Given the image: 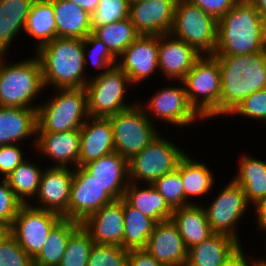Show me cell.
<instances>
[{"label": "cell", "instance_id": "f35d334b", "mask_svg": "<svg viewBox=\"0 0 266 266\" xmlns=\"http://www.w3.org/2000/svg\"><path fill=\"white\" fill-rule=\"evenodd\" d=\"M130 0H99L91 14V27H100L129 17Z\"/></svg>", "mask_w": 266, "mask_h": 266}, {"label": "cell", "instance_id": "f6af8a7d", "mask_svg": "<svg viewBox=\"0 0 266 266\" xmlns=\"http://www.w3.org/2000/svg\"><path fill=\"white\" fill-rule=\"evenodd\" d=\"M21 144H9L0 146V178L6 179L8 175L23 161L26 153ZM25 156V157H24Z\"/></svg>", "mask_w": 266, "mask_h": 266}, {"label": "cell", "instance_id": "7dc6e473", "mask_svg": "<svg viewBox=\"0 0 266 266\" xmlns=\"http://www.w3.org/2000/svg\"><path fill=\"white\" fill-rule=\"evenodd\" d=\"M128 266H167L157 261L145 249L128 251Z\"/></svg>", "mask_w": 266, "mask_h": 266}, {"label": "cell", "instance_id": "cb8c5ba5", "mask_svg": "<svg viewBox=\"0 0 266 266\" xmlns=\"http://www.w3.org/2000/svg\"><path fill=\"white\" fill-rule=\"evenodd\" d=\"M78 166L97 160L115 151L109 118L89 116L80 128Z\"/></svg>", "mask_w": 266, "mask_h": 266}, {"label": "cell", "instance_id": "f1b7e54d", "mask_svg": "<svg viewBox=\"0 0 266 266\" xmlns=\"http://www.w3.org/2000/svg\"><path fill=\"white\" fill-rule=\"evenodd\" d=\"M56 37L85 39L92 33L91 15L68 0H52Z\"/></svg>", "mask_w": 266, "mask_h": 266}, {"label": "cell", "instance_id": "7bdbcfd3", "mask_svg": "<svg viewBox=\"0 0 266 266\" xmlns=\"http://www.w3.org/2000/svg\"><path fill=\"white\" fill-rule=\"evenodd\" d=\"M0 266H34V259L9 234L0 243Z\"/></svg>", "mask_w": 266, "mask_h": 266}, {"label": "cell", "instance_id": "7c38bea8", "mask_svg": "<svg viewBox=\"0 0 266 266\" xmlns=\"http://www.w3.org/2000/svg\"><path fill=\"white\" fill-rule=\"evenodd\" d=\"M223 187L208 205L202 204L207 221L214 233L230 236L243 245L241 242L243 238L238 232L239 224L242 223L240 219H244L247 210L252 208L246 200L242 187L232 179Z\"/></svg>", "mask_w": 266, "mask_h": 266}, {"label": "cell", "instance_id": "9c48e42d", "mask_svg": "<svg viewBox=\"0 0 266 266\" xmlns=\"http://www.w3.org/2000/svg\"><path fill=\"white\" fill-rule=\"evenodd\" d=\"M172 141L160 133L141 152L129 159V181L153 184L163 175L174 171L187 150Z\"/></svg>", "mask_w": 266, "mask_h": 266}, {"label": "cell", "instance_id": "d590c367", "mask_svg": "<svg viewBox=\"0 0 266 266\" xmlns=\"http://www.w3.org/2000/svg\"><path fill=\"white\" fill-rule=\"evenodd\" d=\"M92 34L106 44L116 59L140 36L129 17L100 27H92Z\"/></svg>", "mask_w": 266, "mask_h": 266}, {"label": "cell", "instance_id": "f5cc1de1", "mask_svg": "<svg viewBox=\"0 0 266 266\" xmlns=\"http://www.w3.org/2000/svg\"><path fill=\"white\" fill-rule=\"evenodd\" d=\"M10 234V227L0 222V243Z\"/></svg>", "mask_w": 266, "mask_h": 266}, {"label": "cell", "instance_id": "681fc988", "mask_svg": "<svg viewBox=\"0 0 266 266\" xmlns=\"http://www.w3.org/2000/svg\"><path fill=\"white\" fill-rule=\"evenodd\" d=\"M247 253H248L247 250L244 249L227 266H252V255L251 254H247Z\"/></svg>", "mask_w": 266, "mask_h": 266}, {"label": "cell", "instance_id": "3957f363", "mask_svg": "<svg viewBox=\"0 0 266 266\" xmlns=\"http://www.w3.org/2000/svg\"><path fill=\"white\" fill-rule=\"evenodd\" d=\"M215 57L221 73L220 117H226L247 96L266 89V50Z\"/></svg>", "mask_w": 266, "mask_h": 266}, {"label": "cell", "instance_id": "f907efd6", "mask_svg": "<svg viewBox=\"0 0 266 266\" xmlns=\"http://www.w3.org/2000/svg\"><path fill=\"white\" fill-rule=\"evenodd\" d=\"M83 8L90 15L96 10L99 0H68Z\"/></svg>", "mask_w": 266, "mask_h": 266}, {"label": "cell", "instance_id": "8d00e7d4", "mask_svg": "<svg viewBox=\"0 0 266 266\" xmlns=\"http://www.w3.org/2000/svg\"><path fill=\"white\" fill-rule=\"evenodd\" d=\"M83 47L85 72L88 71L87 67L89 65L96 69L95 73L97 72L94 75L92 74V78L102 75L110 68L116 66L117 59L110 53L106 44L96 38L92 33L83 39Z\"/></svg>", "mask_w": 266, "mask_h": 266}, {"label": "cell", "instance_id": "484cf974", "mask_svg": "<svg viewBox=\"0 0 266 266\" xmlns=\"http://www.w3.org/2000/svg\"><path fill=\"white\" fill-rule=\"evenodd\" d=\"M191 156V152H187L180 159L176 169L182 179L185 201L191 205L202 204V200L197 202L196 199L199 200L200 197L207 196L208 193L211 194L210 192L215 186L214 171L211 170V167L209 168L205 160H198V158Z\"/></svg>", "mask_w": 266, "mask_h": 266}, {"label": "cell", "instance_id": "db71d44e", "mask_svg": "<svg viewBox=\"0 0 266 266\" xmlns=\"http://www.w3.org/2000/svg\"><path fill=\"white\" fill-rule=\"evenodd\" d=\"M252 266H266V257L264 256L263 258L262 257H257V256H254V253H252Z\"/></svg>", "mask_w": 266, "mask_h": 266}, {"label": "cell", "instance_id": "7402d4cb", "mask_svg": "<svg viewBox=\"0 0 266 266\" xmlns=\"http://www.w3.org/2000/svg\"><path fill=\"white\" fill-rule=\"evenodd\" d=\"M98 183L103 190L114 200L124 196L129 185L128 160L117 152L104 155L82 166Z\"/></svg>", "mask_w": 266, "mask_h": 266}, {"label": "cell", "instance_id": "74e56055", "mask_svg": "<svg viewBox=\"0 0 266 266\" xmlns=\"http://www.w3.org/2000/svg\"><path fill=\"white\" fill-rule=\"evenodd\" d=\"M93 240L82 225L70 236L59 266H87Z\"/></svg>", "mask_w": 266, "mask_h": 266}, {"label": "cell", "instance_id": "8fae6325", "mask_svg": "<svg viewBox=\"0 0 266 266\" xmlns=\"http://www.w3.org/2000/svg\"><path fill=\"white\" fill-rule=\"evenodd\" d=\"M108 118L112 125L115 152L127 160L141 152L161 133L138 102Z\"/></svg>", "mask_w": 266, "mask_h": 266}, {"label": "cell", "instance_id": "52a82bcc", "mask_svg": "<svg viewBox=\"0 0 266 266\" xmlns=\"http://www.w3.org/2000/svg\"><path fill=\"white\" fill-rule=\"evenodd\" d=\"M133 88L129 77L117 65L89 79L85 87L89 116L108 118L134 106L138 99L135 102L127 100Z\"/></svg>", "mask_w": 266, "mask_h": 266}, {"label": "cell", "instance_id": "4316f807", "mask_svg": "<svg viewBox=\"0 0 266 266\" xmlns=\"http://www.w3.org/2000/svg\"><path fill=\"white\" fill-rule=\"evenodd\" d=\"M248 153H242L237 159V173L231 179L242 187L248 204L253 208L266 198V160Z\"/></svg>", "mask_w": 266, "mask_h": 266}, {"label": "cell", "instance_id": "4fadbf2b", "mask_svg": "<svg viewBox=\"0 0 266 266\" xmlns=\"http://www.w3.org/2000/svg\"><path fill=\"white\" fill-rule=\"evenodd\" d=\"M63 217L55 212L22 205L10 227V234L33 259L41 251L49 232Z\"/></svg>", "mask_w": 266, "mask_h": 266}, {"label": "cell", "instance_id": "c3c4849f", "mask_svg": "<svg viewBox=\"0 0 266 266\" xmlns=\"http://www.w3.org/2000/svg\"><path fill=\"white\" fill-rule=\"evenodd\" d=\"M255 211V221H256V227L259 230V232L266 234V198L260 200L256 205H254ZM266 236V235H265ZM266 240V238L264 239Z\"/></svg>", "mask_w": 266, "mask_h": 266}, {"label": "cell", "instance_id": "d4e9b609", "mask_svg": "<svg viewBox=\"0 0 266 266\" xmlns=\"http://www.w3.org/2000/svg\"><path fill=\"white\" fill-rule=\"evenodd\" d=\"M36 130V109L0 106V146L31 140L30 146L34 149Z\"/></svg>", "mask_w": 266, "mask_h": 266}, {"label": "cell", "instance_id": "ac0fdd59", "mask_svg": "<svg viewBox=\"0 0 266 266\" xmlns=\"http://www.w3.org/2000/svg\"><path fill=\"white\" fill-rule=\"evenodd\" d=\"M80 146V130L57 133L36 132V144L33 152L44 157V160L48 159L47 161L51 162L47 167L76 168Z\"/></svg>", "mask_w": 266, "mask_h": 266}, {"label": "cell", "instance_id": "d6a6232c", "mask_svg": "<svg viewBox=\"0 0 266 266\" xmlns=\"http://www.w3.org/2000/svg\"><path fill=\"white\" fill-rule=\"evenodd\" d=\"M80 226V222L62 218L49 232L41 251L34 258V266H59L70 236Z\"/></svg>", "mask_w": 266, "mask_h": 266}, {"label": "cell", "instance_id": "5b68a950", "mask_svg": "<svg viewBox=\"0 0 266 266\" xmlns=\"http://www.w3.org/2000/svg\"><path fill=\"white\" fill-rule=\"evenodd\" d=\"M52 92V97H46L37 109L36 132L80 130L89 117L86 89L57 88Z\"/></svg>", "mask_w": 266, "mask_h": 266}, {"label": "cell", "instance_id": "44dd1931", "mask_svg": "<svg viewBox=\"0 0 266 266\" xmlns=\"http://www.w3.org/2000/svg\"><path fill=\"white\" fill-rule=\"evenodd\" d=\"M167 266H185L188 248L172 220L158 222L144 248Z\"/></svg>", "mask_w": 266, "mask_h": 266}, {"label": "cell", "instance_id": "6da1fadb", "mask_svg": "<svg viewBox=\"0 0 266 266\" xmlns=\"http://www.w3.org/2000/svg\"><path fill=\"white\" fill-rule=\"evenodd\" d=\"M266 50V23L249 0H238L217 22L214 56L248 55Z\"/></svg>", "mask_w": 266, "mask_h": 266}, {"label": "cell", "instance_id": "ab89813d", "mask_svg": "<svg viewBox=\"0 0 266 266\" xmlns=\"http://www.w3.org/2000/svg\"><path fill=\"white\" fill-rule=\"evenodd\" d=\"M153 185L173 210L189 205L185 201L183 183L177 169L163 175Z\"/></svg>", "mask_w": 266, "mask_h": 266}, {"label": "cell", "instance_id": "ba28073f", "mask_svg": "<svg viewBox=\"0 0 266 266\" xmlns=\"http://www.w3.org/2000/svg\"><path fill=\"white\" fill-rule=\"evenodd\" d=\"M217 20L189 0H177L170 34L185 41L200 55H214Z\"/></svg>", "mask_w": 266, "mask_h": 266}, {"label": "cell", "instance_id": "2e32d148", "mask_svg": "<svg viewBox=\"0 0 266 266\" xmlns=\"http://www.w3.org/2000/svg\"><path fill=\"white\" fill-rule=\"evenodd\" d=\"M72 181L73 168L46 166L41 175L35 201L29 205L63 216L68 210Z\"/></svg>", "mask_w": 266, "mask_h": 266}, {"label": "cell", "instance_id": "e575fe53", "mask_svg": "<svg viewBox=\"0 0 266 266\" xmlns=\"http://www.w3.org/2000/svg\"><path fill=\"white\" fill-rule=\"evenodd\" d=\"M33 161L31 158H27L6 178L9 187L23 205H29L36 197L41 175L45 168L43 164L41 166L40 164L38 165L37 161Z\"/></svg>", "mask_w": 266, "mask_h": 266}, {"label": "cell", "instance_id": "603a6c76", "mask_svg": "<svg viewBox=\"0 0 266 266\" xmlns=\"http://www.w3.org/2000/svg\"><path fill=\"white\" fill-rule=\"evenodd\" d=\"M234 238L214 233L188 249L185 266H227L244 249Z\"/></svg>", "mask_w": 266, "mask_h": 266}, {"label": "cell", "instance_id": "d6986e66", "mask_svg": "<svg viewBox=\"0 0 266 266\" xmlns=\"http://www.w3.org/2000/svg\"><path fill=\"white\" fill-rule=\"evenodd\" d=\"M201 55L185 41L169 34L159 36L158 64L160 75L168 81H182Z\"/></svg>", "mask_w": 266, "mask_h": 266}, {"label": "cell", "instance_id": "60d3db41", "mask_svg": "<svg viewBox=\"0 0 266 266\" xmlns=\"http://www.w3.org/2000/svg\"><path fill=\"white\" fill-rule=\"evenodd\" d=\"M87 266H128V251L118 245L94 243Z\"/></svg>", "mask_w": 266, "mask_h": 266}, {"label": "cell", "instance_id": "4dcf8cb0", "mask_svg": "<svg viewBox=\"0 0 266 266\" xmlns=\"http://www.w3.org/2000/svg\"><path fill=\"white\" fill-rule=\"evenodd\" d=\"M123 198L131 206L151 217L157 223L171 219L173 209L153 184L129 182Z\"/></svg>", "mask_w": 266, "mask_h": 266}, {"label": "cell", "instance_id": "7a4b0ae2", "mask_svg": "<svg viewBox=\"0 0 266 266\" xmlns=\"http://www.w3.org/2000/svg\"><path fill=\"white\" fill-rule=\"evenodd\" d=\"M34 54L42 67L45 91L50 87L85 88L92 75L85 72L83 40L56 37Z\"/></svg>", "mask_w": 266, "mask_h": 266}, {"label": "cell", "instance_id": "11a10c76", "mask_svg": "<svg viewBox=\"0 0 266 266\" xmlns=\"http://www.w3.org/2000/svg\"><path fill=\"white\" fill-rule=\"evenodd\" d=\"M139 1H143V0H130V2H139Z\"/></svg>", "mask_w": 266, "mask_h": 266}, {"label": "cell", "instance_id": "ee69618b", "mask_svg": "<svg viewBox=\"0 0 266 266\" xmlns=\"http://www.w3.org/2000/svg\"><path fill=\"white\" fill-rule=\"evenodd\" d=\"M22 205L9 187L7 180L0 178V222L11 227Z\"/></svg>", "mask_w": 266, "mask_h": 266}, {"label": "cell", "instance_id": "8992f818", "mask_svg": "<svg viewBox=\"0 0 266 266\" xmlns=\"http://www.w3.org/2000/svg\"><path fill=\"white\" fill-rule=\"evenodd\" d=\"M182 82L189 104L204 120L220 118L221 73L214 55H201Z\"/></svg>", "mask_w": 266, "mask_h": 266}, {"label": "cell", "instance_id": "e0dca14e", "mask_svg": "<svg viewBox=\"0 0 266 266\" xmlns=\"http://www.w3.org/2000/svg\"><path fill=\"white\" fill-rule=\"evenodd\" d=\"M177 0L130 2L129 18L139 35L169 34L173 27Z\"/></svg>", "mask_w": 266, "mask_h": 266}, {"label": "cell", "instance_id": "1f68e13d", "mask_svg": "<svg viewBox=\"0 0 266 266\" xmlns=\"http://www.w3.org/2000/svg\"><path fill=\"white\" fill-rule=\"evenodd\" d=\"M34 39L36 52L41 46L56 38V26L52 0H34L23 34Z\"/></svg>", "mask_w": 266, "mask_h": 266}, {"label": "cell", "instance_id": "277c9868", "mask_svg": "<svg viewBox=\"0 0 266 266\" xmlns=\"http://www.w3.org/2000/svg\"><path fill=\"white\" fill-rule=\"evenodd\" d=\"M33 55L16 62L0 57V106L38 109L45 88L40 60Z\"/></svg>", "mask_w": 266, "mask_h": 266}, {"label": "cell", "instance_id": "5bb4252c", "mask_svg": "<svg viewBox=\"0 0 266 266\" xmlns=\"http://www.w3.org/2000/svg\"><path fill=\"white\" fill-rule=\"evenodd\" d=\"M113 201L93 176L82 166H77L73 168L68 210L62 217L82 223L89 215Z\"/></svg>", "mask_w": 266, "mask_h": 266}, {"label": "cell", "instance_id": "b9f144b4", "mask_svg": "<svg viewBox=\"0 0 266 266\" xmlns=\"http://www.w3.org/2000/svg\"><path fill=\"white\" fill-rule=\"evenodd\" d=\"M239 115V116H238ZM246 118L266 125V89L256 91L243 99L227 116ZM265 122V123H264Z\"/></svg>", "mask_w": 266, "mask_h": 266}, {"label": "cell", "instance_id": "83f0119b", "mask_svg": "<svg viewBox=\"0 0 266 266\" xmlns=\"http://www.w3.org/2000/svg\"><path fill=\"white\" fill-rule=\"evenodd\" d=\"M34 0H0V57H7L13 41L24 32Z\"/></svg>", "mask_w": 266, "mask_h": 266}, {"label": "cell", "instance_id": "f546056e", "mask_svg": "<svg viewBox=\"0 0 266 266\" xmlns=\"http://www.w3.org/2000/svg\"><path fill=\"white\" fill-rule=\"evenodd\" d=\"M171 220L178 228L188 249L214 234L202 204H189L174 209Z\"/></svg>", "mask_w": 266, "mask_h": 266}, {"label": "cell", "instance_id": "30bf717a", "mask_svg": "<svg viewBox=\"0 0 266 266\" xmlns=\"http://www.w3.org/2000/svg\"><path fill=\"white\" fill-rule=\"evenodd\" d=\"M155 92L146 101L138 102L155 125L161 121L168 126L170 124L172 128L174 126L176 129L179 127L184 130L183 128H189L191 124V126L197 125L195 123H198V120L205 121L189 104L182 81H177L174 85L171 81L170 86L164 85Z\"/></svg>", "mask_w": 266, "mask_h": 266}, {"label": "cell", "instance_id": "9a60e30c", "mask_svg": "<svg viewBox=\"0 0 266 266\" xmlns=\"http://www.w3.org/2000/svg\"><path fill=\"white\" fill-rule=\"evenodd\" d=\"M158 50L159 36L140 35L117 58L116 65L129 77L134 88L159 72Z\"/></svg>", "mask_w": 266, "mask_h": 266}, {"label": "cell", "instance_id": "ffe728a7", "mask_svg": "<svg viewBox=\"0 0 266 266\" xmlns=\"http://www.w3.org/2000/svg\"><path fill=\"white\" fill-rule=\"evenodd\" d=\"M81 225L91 235L94 243L123 247L125 223L122 198L104 205L89 215Z\"/></svg>", "mask_w": 266, "mask_h": 266}, {"label": "cell", "instance_id": "bcb514c9", "mask_svg": "<svg viewBox=\"0 0 266 266\" xmlns=\"http://www.w3.org/2000/svg\"><path fill=\"white\" fill-rule=\"evenodd\" d=\"M217 21L221 19L238 0H189Z\"/></svg>", "mask_w": 266, "mask_h": 266}, {"label": "cell", "instance_id": "816d5d0a", "mask_svg": "<svg viewBox=\"0 0 266 266\" xmlns=\"http://www.w3.org/2000/svg\"><path fill=\"white\" fill-rule=\"evenodd\" d=\"M266 23V0H249Z\"/></svg>", "mask_w": 266, "mask_h": 266}, {"label": "cell", "instance_id": "836d02e7", "mask_svg": "<svg viewBox=\"0 0 266 266\" xmlns=\"http://www.w3.org/2000/svg\"><path fill=\"white\" fill-rule=\"evenodd\" d=\"M122 210L125 223L123 248L127 251L144 249L157 222L131 206L123 197Z\"/></svg>", "mask_w": 266, "mask_h": 266}]
</instances>
